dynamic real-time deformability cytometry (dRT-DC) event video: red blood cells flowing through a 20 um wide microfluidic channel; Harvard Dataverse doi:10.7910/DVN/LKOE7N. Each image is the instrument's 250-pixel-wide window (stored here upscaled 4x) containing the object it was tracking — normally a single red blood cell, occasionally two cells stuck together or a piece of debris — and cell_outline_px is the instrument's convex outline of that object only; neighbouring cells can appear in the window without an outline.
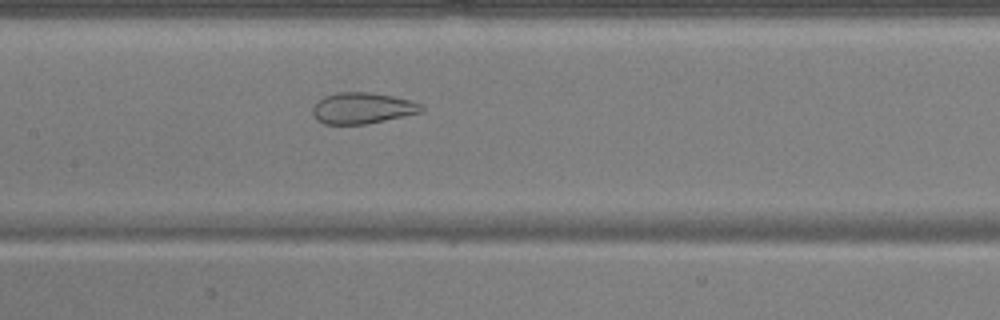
{"species": "common noctule bat (a hibernating species)", "species_latin": "Nyctalus noctula", "temperature_condition": "warm", "stored_images_in_passage": 54, "camera_frame_rate_fps": 3000, "um_per_image_px": 0.085, "animal": {"sex": "male", "body_mass_g": 17.9, "forearm_length_mm": 54.2}, "frame": {"image": 1, "passage_image": 27, "time_ms": 8.667, "image_size_px": [1000, 320], "cell_outline_px": [[424, 108], [420, 112], [404, 116], [364, 124], [324, 124], [316, 120], [312, 112], [312, 108], [324, 96], [336, 92], [368, 92], [392, 96], [408, 100], [420, 104]], "centroid_in_image_um": [30.75, 9.19], "position_along_channel_um": 176.6, "area_um2": 19.48}}
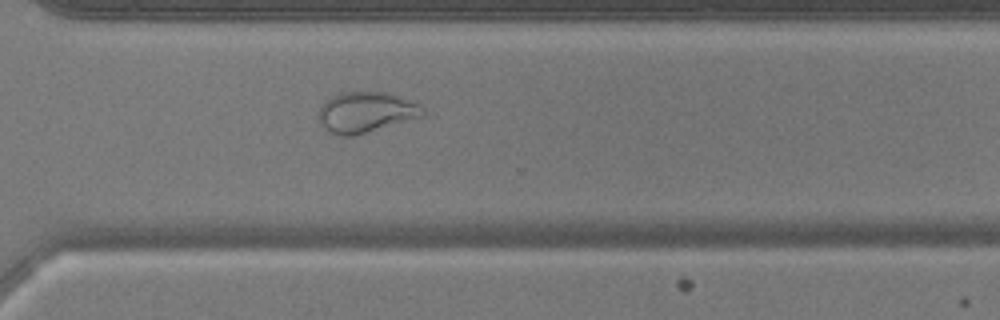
{"frame": {"image": 2, "passage_image": 40, "time_ms": 13.0, "image_size_px": [1000, 320], "cell_outline_px": [[424, 116], [352, 136], [340, 136], [328, 132], [320, 124], [320, 104], [324, 100], [340, 92], [384, 92], [396, 96], [416, 104], [424, 108]], "centroid_in_image_um": [31.04, 9.54], "position_along_channel_um": 339.6, "area_um2": 24.33}}
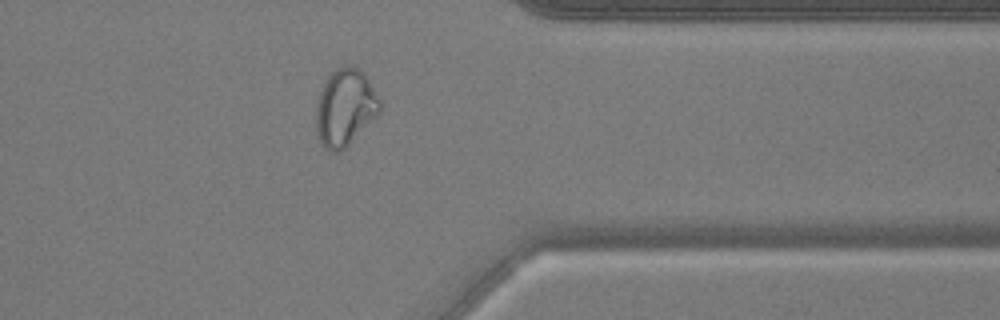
{"frame": {"image": 3, "passage_image": 44, "time_ms": 14.333, "image_size_px": [1000, 320], "cell_outline_px": [[380, 112], [340, 152], [332, 152], [324, 148], [320, 144], [316, 128], [316, 104], [320, 92], [328, 76], [336, 68], [344, 64], [352, 64], [360, 68], [364, 72], [380, 100]], "centroid_in_image_um": [29.32, 9.11], "position_along_channel_um": 382.1, "area_um2": 28.61}}